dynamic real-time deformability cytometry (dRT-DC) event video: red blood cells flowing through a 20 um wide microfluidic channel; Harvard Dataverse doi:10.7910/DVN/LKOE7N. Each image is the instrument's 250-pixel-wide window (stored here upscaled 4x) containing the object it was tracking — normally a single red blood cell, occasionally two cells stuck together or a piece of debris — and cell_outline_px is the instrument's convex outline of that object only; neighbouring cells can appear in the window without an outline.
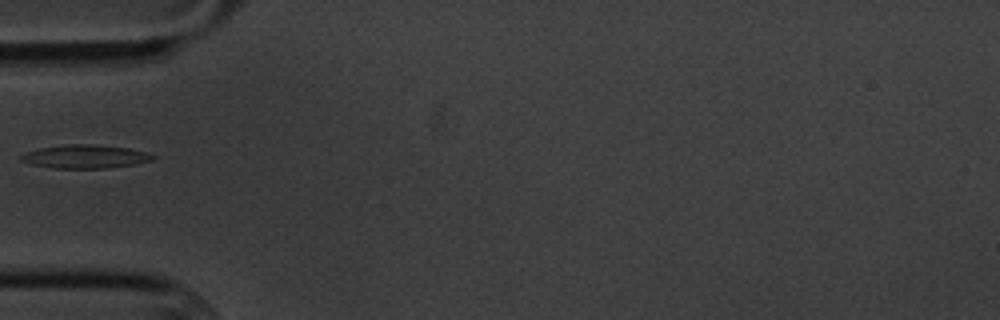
{"species": "common noctule bat (a hibernating species)", "species_latin": "Nyctalus noctula", "temperature_condition": "cold", "stored_images_in_passage": 1, "camera_frame_rate_fps": 3000, "um_per_image_px": 0.085, "animal": {"sex": "male", "body_mass_g": 20.1, "forearm_length_mm": 53.5}, "frame": {"image": 1, "passage_image": 1, "time_ms": 0.0, "image_size_px": [1000, 320], "cell_outline_px": [[156, 156], [152, 160], [132, 164], [108, 168], [52, 168], [32, 164], [20, 160], [20, 156], [24, 152], [40, 148], [68, 144], [92, 144], [128, 148], [144, 152]], "centroid_in_image_um": [7.19, 13.3], "position_along_channel_um": 77.8, "area_um2": 17.8}}